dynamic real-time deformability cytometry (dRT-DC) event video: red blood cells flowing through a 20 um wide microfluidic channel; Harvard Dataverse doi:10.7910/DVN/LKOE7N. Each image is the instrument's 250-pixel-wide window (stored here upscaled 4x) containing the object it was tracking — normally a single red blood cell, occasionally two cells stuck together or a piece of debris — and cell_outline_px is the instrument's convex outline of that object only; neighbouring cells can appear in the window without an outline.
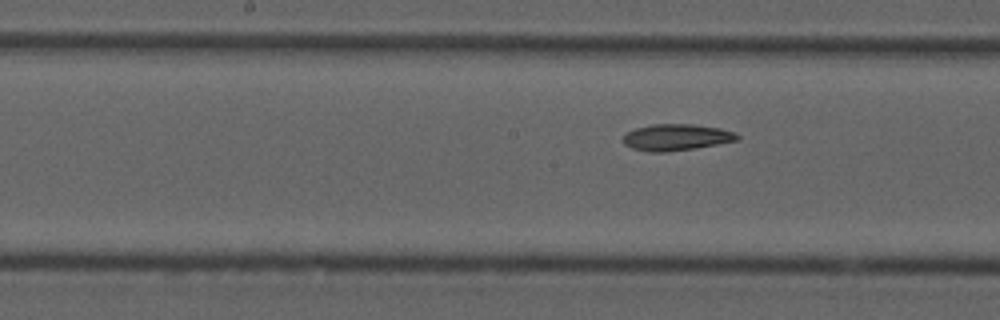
{"species": "common noctule bat (a hibernating species)", "species_latin": "Nyctalus noctula", "temperature_condition": "cold", "stored_images_in_passage": 9, "camera_frame_rate_fps": 3000, "um_per_image_px": 0.085, "animal": {"sex": "male", "forearm_length_mm": 52.5}, "frame": {"image": 1, "passage_image": 9, "time_ms": 2.667, "image_size_px": [1000, 320], "cell_outline_px": [[740, 140], [696, 148], [664, 152], [652, 152], [632, 148], [624, 144], [624, 136], [628, 132], [636, 128], [652, 124], [692, 124], [720, 128], [736, 132], [740, 136]], "centroid_in_image_um": [57.54, 11.67], "position_along_channel_um": 190.7, "area_um2": 17.57}}